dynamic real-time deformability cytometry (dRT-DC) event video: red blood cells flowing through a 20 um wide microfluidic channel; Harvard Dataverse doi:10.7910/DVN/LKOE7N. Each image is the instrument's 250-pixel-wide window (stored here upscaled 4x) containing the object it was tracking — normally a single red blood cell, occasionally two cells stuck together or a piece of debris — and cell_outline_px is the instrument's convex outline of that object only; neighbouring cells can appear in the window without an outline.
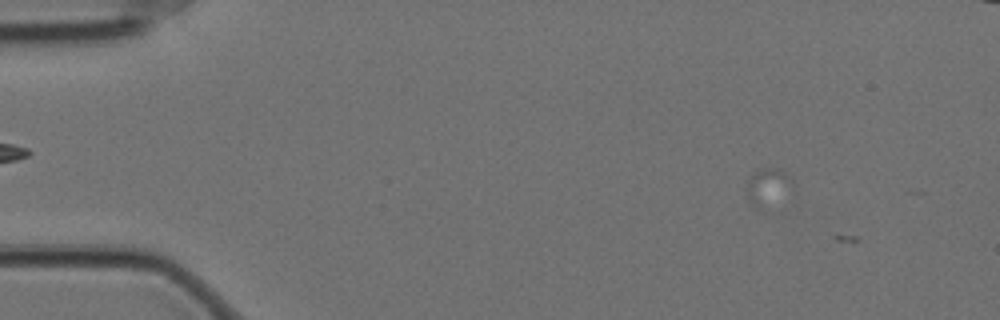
{"species": "Egyptian fruit bat (a non-hibernating species)", "species_latin": "Rousettus aegyptiacus", "temperature_condition": "cold", "stored_images_in_passage": 7, "camera_frame_rate_fps": 3000, "um_per_image_px": 0.085, "animal": {"sex": "female"}, "frame": {"image": 1, "passage_image": 4, "time_ms": 1.0, "image_size_px": [1000, 320], "cell_outline_px": [[796, 196], [792, 200], [760, 208], [756, 208], [752, 204], [748, 192], [748, 184], [752, 176], [760, 168], [780, 168], [792, 180], [796, 192]], "centroid_in_image_um": [65.5, 15.96], "position_along_channel_um": 19.5, "area_um2": 10.69}}